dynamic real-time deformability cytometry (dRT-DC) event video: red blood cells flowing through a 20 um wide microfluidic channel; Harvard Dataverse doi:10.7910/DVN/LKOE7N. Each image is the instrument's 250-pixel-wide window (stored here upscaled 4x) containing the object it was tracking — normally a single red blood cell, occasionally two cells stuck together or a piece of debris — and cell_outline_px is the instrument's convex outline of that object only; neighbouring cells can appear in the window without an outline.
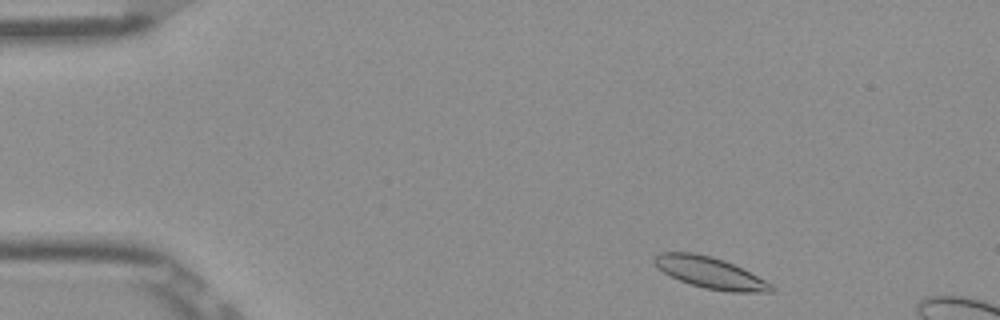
{"species": "Egyptian fruit bat (a non-hibernating species)", "species_latin": "Rousettus aegyptiacus", "temperature_condition": "room temperature", "stored_images_in_passage": 48, "camera_frame_rate_fps": 3000, "um_per_image_px": 0.085, "frame": {"image": 1, "passage_image": 2, "time_ms": 0.333, "image_size_px": [1000, 320], "cell_outline_px": [[776, 288], [772, 292], [728, 292], [704, 288], [680, 280], [656, 268], [652, 260], [652, 256], [660, 252], [692, 252], [712, 256], [724, 260], [772, 284]], "centroid_in_image_um": [60.31, 23.17], "position_along_channel_um": 24.7, "area_um2": 21.27}}
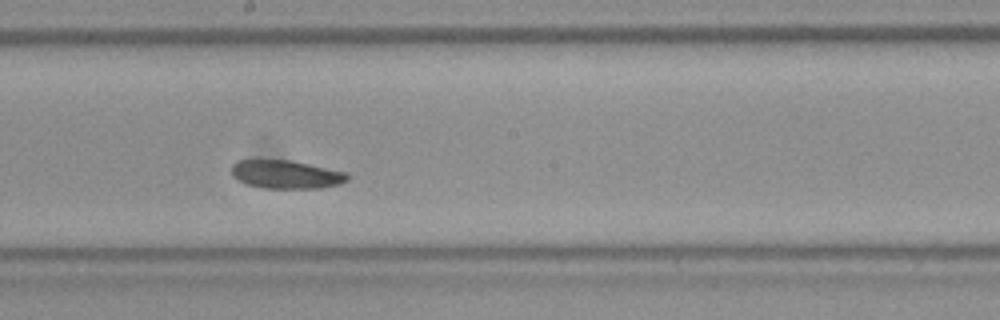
{"frame": {"image": 2, "passage_image": 24, "time_ms": 7.667, "image_size_px": [1000, 320], "cell_outline_px": [[348, 180], [340, 184], [320, 188], [264, 188], [248, 184], [232, 176], [232, 164], [236, 160], [288, 160], [348, 172]], "centroid_in_image_um": [24.33, 14.82], "position_along_channel_um": 223.9, "area_um2": 19.02}}
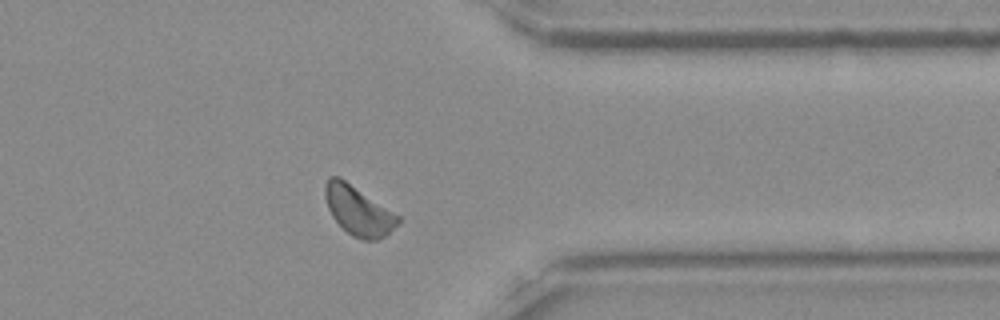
{"frame": {"image": 3, "passage_image": 37, "time_ms": 12.0, "image_size_px": [1000, 320], "cell_outline_px": [[400, 220], [384, 236], [376, 240], [364, 240], [352, 236], [332, 216], [328, 208], [324, 196], [324, 184], [328, 176], [340, 176], [400, 216]], "centroid_in_image_um": [30.42, 17.86], "position_along_channel_um": 381.0, "area_um2": 20.75}, "authors_computed_cell_mechanics": {"area_um2": 20.5479, "velocity_mm_per_s": 3.8107, "shape_relaxation_time_tau1_ms": 3.9156, "shape_relaxation_time_tau2_ms": null, "deformation_change_tau1": 0.0528, "deformation_change_tau2": null}}